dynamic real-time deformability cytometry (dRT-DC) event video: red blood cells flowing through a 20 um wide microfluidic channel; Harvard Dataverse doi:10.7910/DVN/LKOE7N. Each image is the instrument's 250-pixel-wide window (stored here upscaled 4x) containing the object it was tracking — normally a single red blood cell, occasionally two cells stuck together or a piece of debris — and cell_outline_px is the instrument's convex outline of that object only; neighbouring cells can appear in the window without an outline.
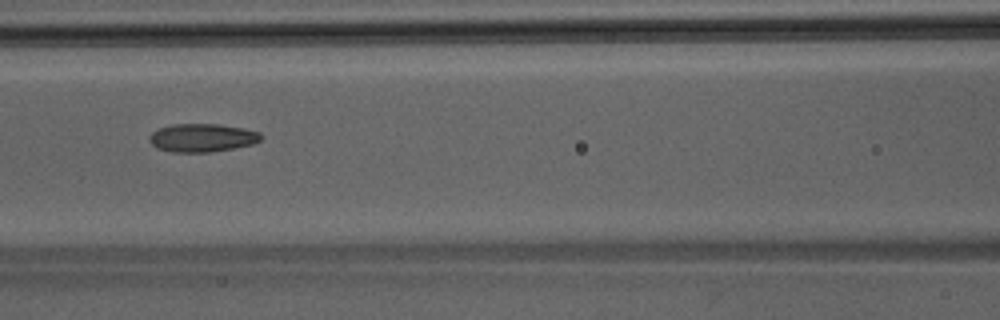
{"species": "Egyptian fruit bat (a non-hibernating species)", "species_latin": "Rousettus aegyptiacus", "temperature_condition": "room temperature", "stored_images_in_passage": 40, "camera_frame_rate_fps": 3000, "um_per_image_px": 0.085, "animal": {"sex": "male"}, "frame": {"image": 1, "passage_image": 14, "time_ms": 4.333, "image_size_px": [1000, 320], "cell_outline_px": [[264, 136], [260, 140], [252, 144], [232, 148], [208, 152], [172, 152], [156, 148], [148, 140], [148, 136], [152, 132], [160, 128], [172, 124], [220, 124], [244, 128], [260, 132]], "centroid_in_image_um": [17.17, 11.7], "position_along_channel_um": 149.4, "area_um2": 18.44}}
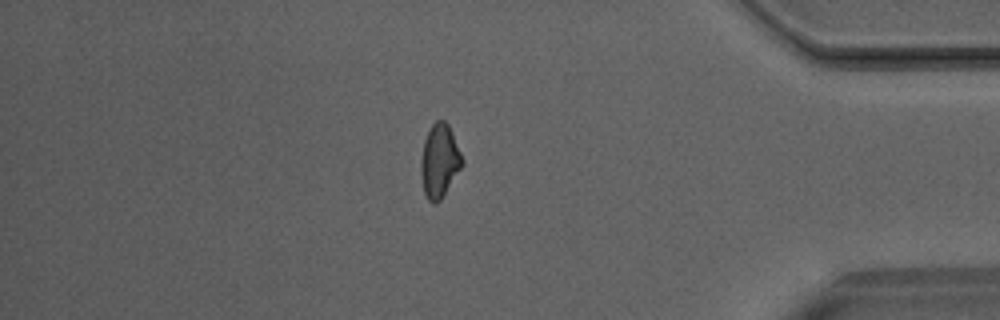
{"frame": {"image": 2, "passage_image": 33, "time_ms": 10.667, "image_size_px": [1000, 320], "cell_outline_px": [[464, 164], [440, 200], [436, 204], [432, 204], [428, 200], [424, 192], [420, 172], [420, 160], [424, 140], [432, 124], [436, 120], [444, 120], [448, 124], [452, 132], [464, 160]], "centroid_in_image_um": [37.35, 13.68], "position_along_channel_um": 397.8, "area_um2": 17.74}}
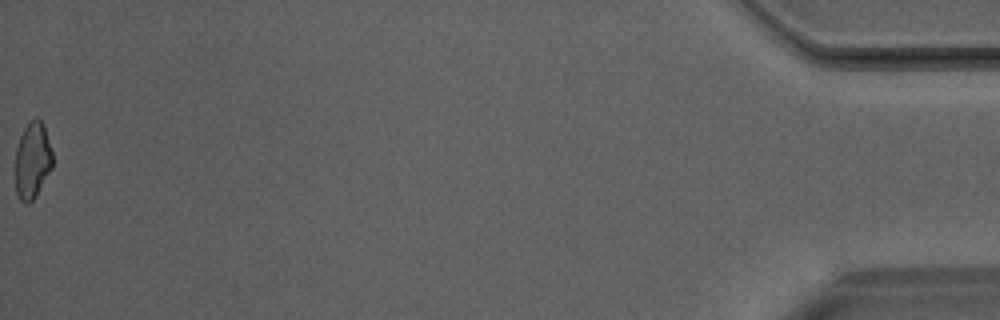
{"frame": {"image": 3, "passage_image": 40, "time_ms": 13.0, "image_size_px": [1000, 320], "cell_outline_px": [[52, 168], [36, 196], [28, 204], [24, 204], [20, 200], [16, 192], [16, 148], [20, 136], [24, 128], [36, 116], [44, 124], [52, 152]], "centroid_in_image_um": [2.76, 13.65], "position_along_channel_um": 432.4, "area_um2": 16.59}}